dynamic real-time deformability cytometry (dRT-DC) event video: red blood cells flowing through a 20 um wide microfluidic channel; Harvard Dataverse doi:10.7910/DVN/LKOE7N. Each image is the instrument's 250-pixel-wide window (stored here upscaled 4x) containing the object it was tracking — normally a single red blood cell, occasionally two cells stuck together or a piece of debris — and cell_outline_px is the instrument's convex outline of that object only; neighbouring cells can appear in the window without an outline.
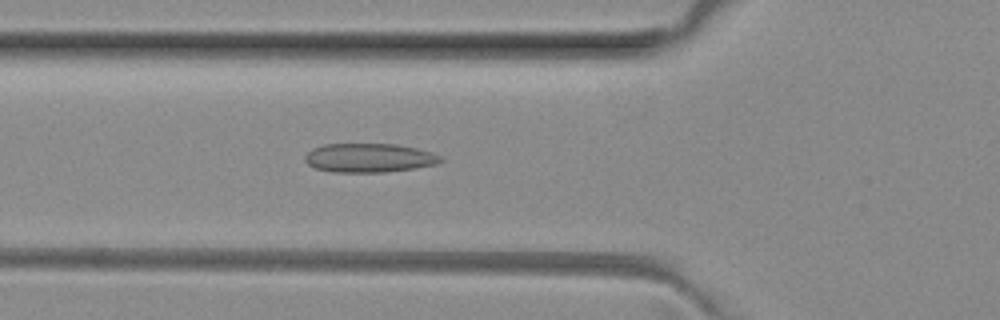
{"species": "common noctule bat (a hibernating species)", "species_latin": "Nyctalus noctula", "temperature_condition": "room temperature", "stored_images_in_passage": 51, "camera_frame_rate_fps": 3000, "um_per_image_px": 0.085, "animal": {"sex": "female", "body_mass_g": 29.2, "forearm_length_mm": 56.3}, "frame": {"image": 1, "passage_image": 18, "time_ms": 5.667, "image_size_px": [1000, 320], "cell_outline_px": [[444, 160], [436, 164], [416, 168], [384, 172], [332, 172], [316, 168], [308, 164], [304, 160], [304, 156], [312, 148], [324, 144], [396, 144], [416, 148], [432, 152], [444, 156]], "centroid_in_image_um": [31.4, 13.41], "position_along_channel_um": 94.4, "area_um2": 23.06}}
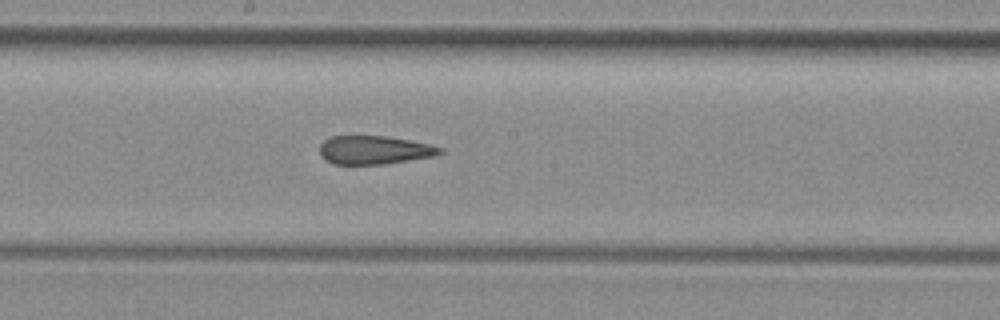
{"frame": {"image": 2, "passage_image": 27, "time_ms": 8.667, "image_size_px": [1000, 320], "cell_outline_px": [[444, 152], [436, 156], [384, 164], [332, 164], [324, 160], [320, 156], [320, 144], [324, 140], [332, 136], [388, 136], [412, 140], [444, 148]], "centroid_in_image_um": [31.83, 12.75], "position_along_channel_um": 216.4, "area_um2": 20.23}}
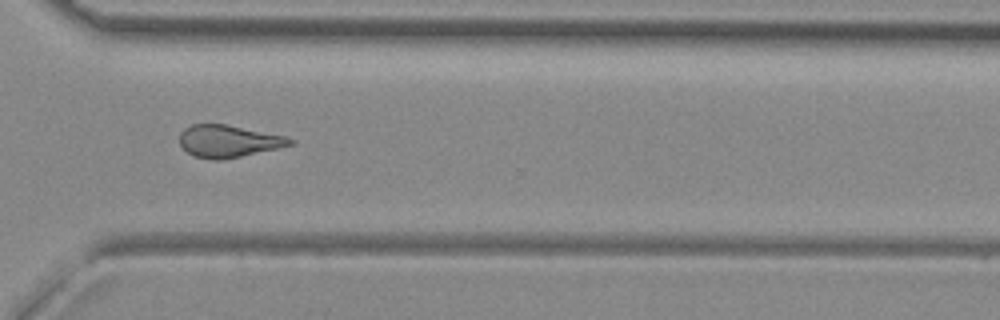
{"frame": {"image": 3, "passage_image": 37, "time_ms": 12.0, "image_size_px": [1000, 320], "cell_outline_px": [[296, 144], [240, 156], [220, 160], [212, 160], [192, 156], [180, 144], [180, 132], [184, 128], [192, 124], [228, 124], [284, 136], [296, 140]], "centroid_in_image_um": [19.41, 11.99], "position_along_channel_um": 351.2, "area_um2": 20.75}, "authors_computed_cell_mechanics": {"area_um2": 21.675, "velocity_mm_per_s": 4.0495, "shape_relaxation_time_tau1_ms": null, "shape_relaxation_time_tau2_ms": 2.5686, "deformation_change_tau1": null, "deformation_change_tau2": 0.113}}